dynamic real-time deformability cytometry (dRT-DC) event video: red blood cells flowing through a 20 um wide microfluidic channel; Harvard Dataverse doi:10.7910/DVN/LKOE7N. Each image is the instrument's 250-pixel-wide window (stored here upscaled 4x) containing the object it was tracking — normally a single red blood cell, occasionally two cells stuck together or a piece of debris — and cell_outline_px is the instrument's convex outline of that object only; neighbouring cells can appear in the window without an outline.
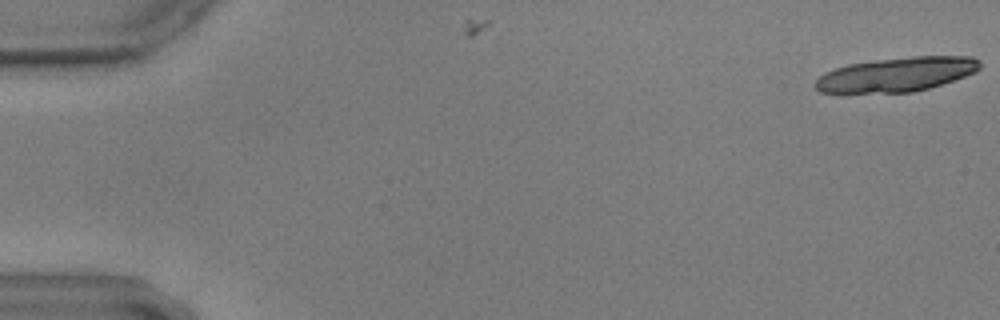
{"species": "common noctule bat (a hibernating species)", "species_latin": "Nyctalus noctula", "temperature_condition": "warm", "stored_images_in_passage": 5, "camera_frame_rate_fps": 3000, "um_per_image_px": 0.085, "animal": {"sex": "male", "body_mass_g": 17.9, "forearm_length_mm": 54.2}, "frame": {"image": 1, "passage_image": 1, "time_ms": 0.0, "image_size_px": [1000, 320], "cell_outline_px": [[980, 68], [976, 72], [928, 88], [912, 92], [840, 96], [820, 92], [812, 84], [824, 72], [848, 64], [876, 60], [912, 56], [972, 56], [980, 60]], "centroid_in_image_um": [76.08, 6.37], "position_along_channel_um": 8.9, "area_um2": 33.93}}